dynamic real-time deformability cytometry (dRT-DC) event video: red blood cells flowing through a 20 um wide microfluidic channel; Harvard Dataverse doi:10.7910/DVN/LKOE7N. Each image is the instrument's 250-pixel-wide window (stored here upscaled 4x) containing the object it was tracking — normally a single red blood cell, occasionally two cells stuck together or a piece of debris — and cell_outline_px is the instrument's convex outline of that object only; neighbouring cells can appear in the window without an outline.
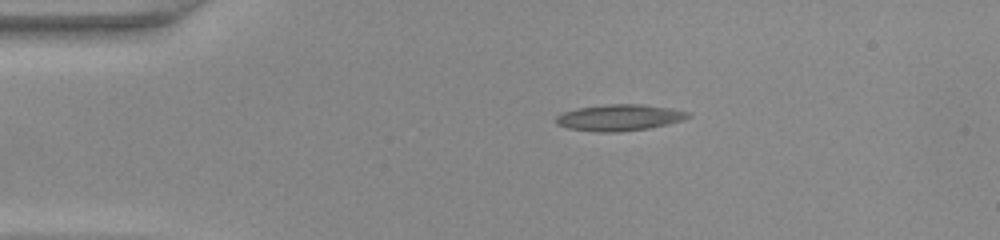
{"species": "common noctule bat (a hibernating species)", "species_latin": "Nyctalus noctula", "temperature_condition": "warm", "stored_images_in_passage": 39, "camera_frame_rate_fps": 3000, "um_per_image_px": 0.085, "animal": {"sex": "female", "body_mass_g": 22.0, "forearm_length_mm": 56.7}, "frame": {"image": 1, "passage_image": 1, "time_ms": 0.0, "image_size_px": [1000, 240], "cell_outline_px": [[692, 116], [668, 124], [648, 128], [616, 132], [596, 132], [568, 128], [556, 124], [556, 116], [564, 112], [576, 108], [608, 104], [644, 104], [692, 112]], "centroid_in_image_um": [52.65, 9.99], "position_along_channel_um": 32.4, "area_um2": 20.23}}
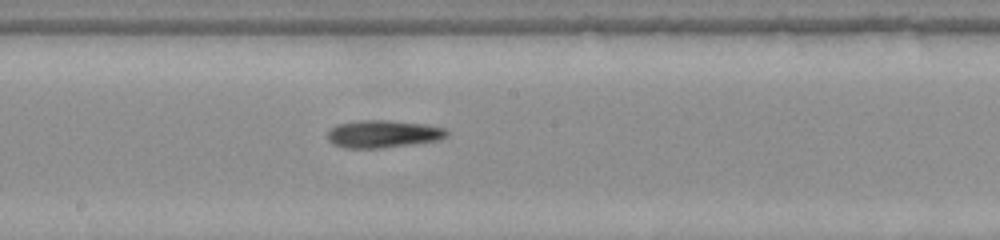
{"frame": {"image": 2, "passage_image": 17, "time_ms": 5.333, "image_size_px": [1000, 240], "cell_outline_px": [[448, 136], [440, 140], [412, 144], [380, 148], [344, 148], [332, 144], [328, 140], [328, 128], [336, 124], [360, 120], [388, 120], [424, 124], [444, 128], [448, 132]], "centroid_in_image_um": [32.53, 11.38], "position_along_channel_um": 215.7, "area_um2": 19.31}}
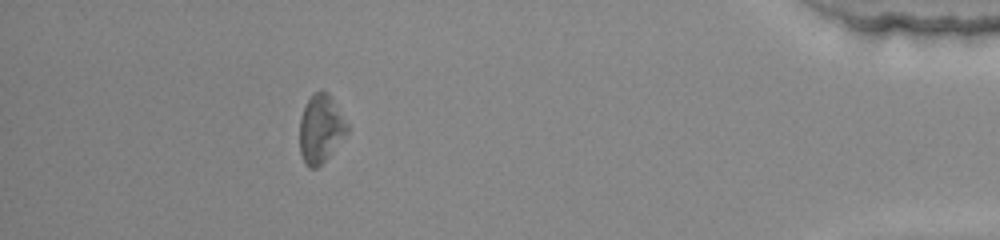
{"frame": {"image": 3, "passage_image": 34, "time_ms": 11.0, "image_size_px": [1000, 240], "cell_outline_px": [[348, 132], [328, 156], [316, 168], [308, 168], [300, 152], [300, 120], [304, 108], [308, 100], [316, 92], [328, 92], [348, 124]], "centroid_in_image_um": [27.26, 10.96], "position_along_channel_um": 407.9, "area_um2": 18.38}}